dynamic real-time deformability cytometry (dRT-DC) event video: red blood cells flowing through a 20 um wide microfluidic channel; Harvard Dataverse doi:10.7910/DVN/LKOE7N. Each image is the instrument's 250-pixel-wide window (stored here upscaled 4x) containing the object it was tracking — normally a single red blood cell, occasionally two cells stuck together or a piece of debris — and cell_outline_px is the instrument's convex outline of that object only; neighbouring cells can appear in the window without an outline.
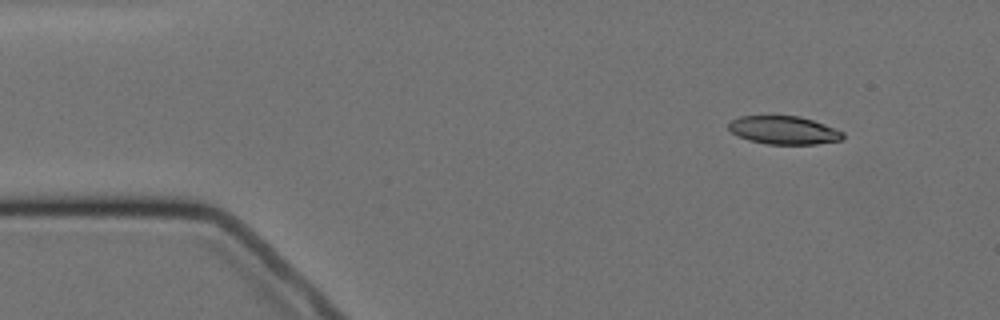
{"species": "Egyptian fruit bat (a non-hibernating species)", "species_latin": "Rousettus aegyptiacus", "temperature_condition": "cold", "stored_images_in_passage": 3, "camera_frame_rate_fps": 3000, "um_per_image_px": 0.085, "animal": {"sex": "female"}, "frame": {"image": 1, "passage_image": 1, "time_ms": 0.0, "image_size_px": [1000, 320], "cell_outline_px": [[844, 140], [816, 144], [768, 144], [748, 140], [732, 132], [728, 128], [728, 124], [732, 120], [740, 116], [800, 116], [824, 124], [844, 132]], "centroid_in_image_um": [66.65, 11.07], "position_along_channel_um": 18.3, "area_um2": 18.73}}